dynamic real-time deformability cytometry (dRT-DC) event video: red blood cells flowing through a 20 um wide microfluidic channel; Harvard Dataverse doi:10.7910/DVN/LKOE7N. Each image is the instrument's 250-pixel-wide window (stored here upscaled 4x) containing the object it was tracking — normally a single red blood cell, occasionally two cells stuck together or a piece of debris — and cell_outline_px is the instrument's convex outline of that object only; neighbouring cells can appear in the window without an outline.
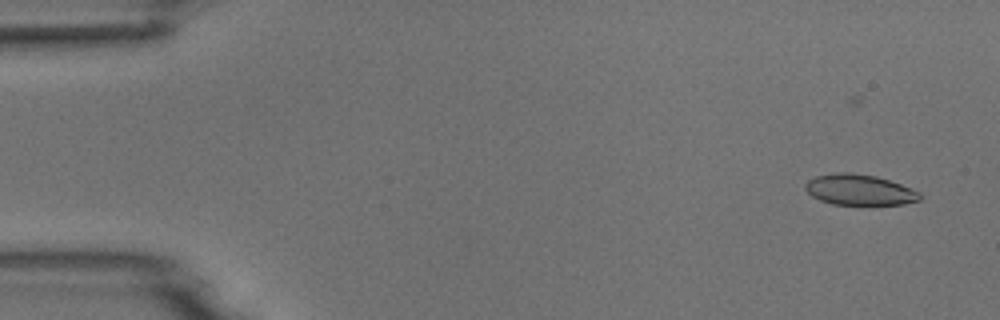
{"species": "common noctule bat (a hibernating species)", "species_latin": "Nyctalus noctula", "temperature_condition": "room temperature", "stored_images_in_passage": 6, "segment_of_instrument_passage": [2, 2], "camera_frame_rate_fps": 3000, "um_per_image_px": 0.085, "animal": {"sex": "male", "body_mass_g": 18.8}, "frame": {"image": 1, "passage_image": 6, "time_ms": 6.333, "image_size_px": [1000, 320], "cell_outline_px": [[920, 200], [904, 204], [832, 204], [820, 200], [812, 196], [804, 188], [804, 184], [808, 180], [816, 176], [836, 172], [848, 172], [876, 176], [900, 184], [920, 192]], "centroid_in_image_um": [73.02, 16.13], "position_along_channel_um": 12.0, "area_um2": 20.35}}